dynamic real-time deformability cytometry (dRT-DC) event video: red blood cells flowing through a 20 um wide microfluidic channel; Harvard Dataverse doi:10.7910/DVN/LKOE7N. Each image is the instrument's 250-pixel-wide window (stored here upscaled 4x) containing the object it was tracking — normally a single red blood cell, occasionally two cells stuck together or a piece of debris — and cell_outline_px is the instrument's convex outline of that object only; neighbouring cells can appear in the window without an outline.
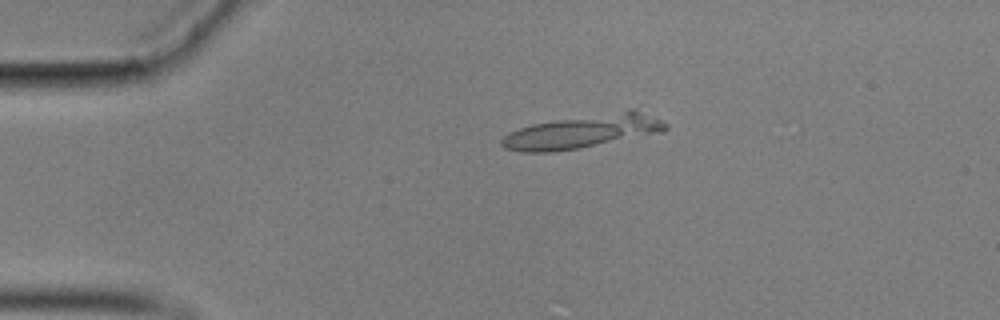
{"species": "common noctule bat (a hibernating species)", "species_latin": "Nyctalus noctula", "temperature_condition": "cold", "stored_images_in_passage": 19, "camera_frame_rate_fps": 3000, "um_per_image_px": 0.085, "animal": {"sex": "male", "body_mass_g": 17.9}, "frame": {"image": 1, "passage_image": 1, "time_ms": 0.0, "image_size_px": [1000, 320], "cell_outline_px": [[668, 128], [664, 132], [576, 148], [552, 152], [520, 152], [504, 148], [500, 144], [500, 140], [508, 132], [532, 124], [628, 108], [636, 108], [668, 124]], "centroid_in_image_um": [49.55, 11.16], "position_along_channel_um": 35.5, "area_um2": 31.91}}